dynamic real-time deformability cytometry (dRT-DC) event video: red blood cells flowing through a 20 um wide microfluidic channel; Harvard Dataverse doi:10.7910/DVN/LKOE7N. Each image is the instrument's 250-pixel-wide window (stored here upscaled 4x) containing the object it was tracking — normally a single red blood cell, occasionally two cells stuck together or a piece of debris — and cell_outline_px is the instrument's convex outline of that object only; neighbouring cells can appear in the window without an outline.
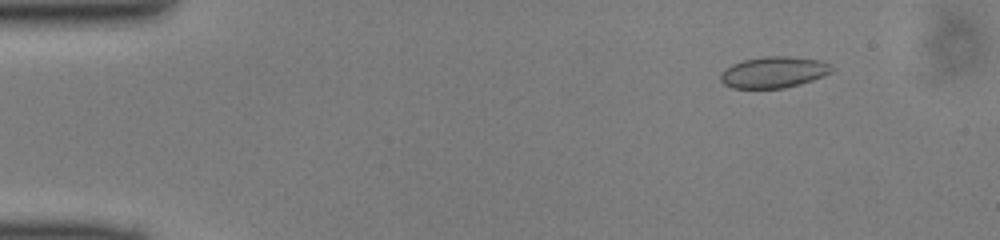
{"species": "common noctule bat (a hibernating species)", "species_latin": "Nyctalus noctula", "temperature_condition": "cold", "stored_images_in_passage": 49, "camera_frame_rate_fps": 3000, "um_per_image_px": 0.085, "animal": {"sex": "male", "body_mass_g": 13.0, "forearm_length_mm": 53.1}, "frame": {"image": 1, "passage_image": 6, "time_ms": 1.667, "image_size_px": [1000, 240], "cell_outline_px": [[836, 68], [832, 72], [824, 76], [800, 84], [784, 88], [732, 88], [724, 84], [720, 80], [720, 76], [732, 64], [744, 60], [764, 56], [788, 56], [820, 60]], "centroid_in_image_um": [65.81, 6.14], "position_along_channel_um": 19.2, "area_um2": 20.17}}
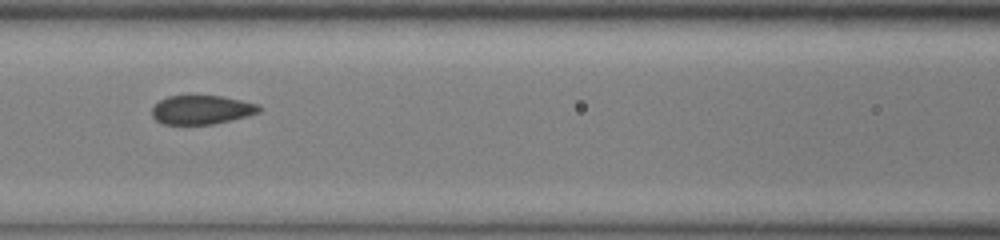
{"frame": {"image": 2, "passage_image": 22, "time_ms": 7.0, "image_size_px": [1000, 240], "cell_outline_px": [[264, 108], [260, 112], [248, 116], [212, 124], [164, 124], [156, 120], [152, 116], [152, 108], [160, 100], [168, 96], [224, 96], [260, 104]], "centroid_in_image_um": [17.19, 9.32], "position_along_channel_um": 149.4, "area_um2": 18.15}}
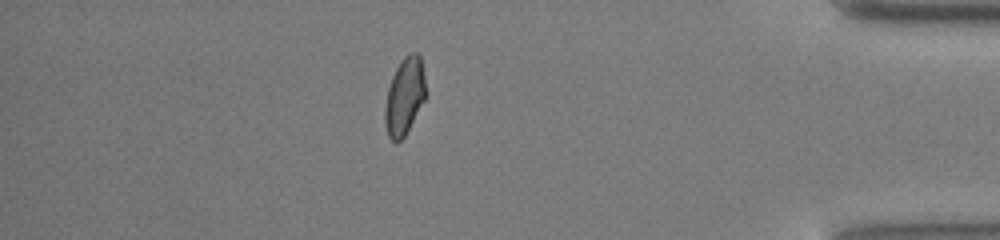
{"frame": {"image": 3, "passage_image": 43, "time_ms": 14.0, "image_size_px": [1000, 240], "cell_outline_px": [[428, 96], [404, 136], [396, 144], [388, 136], [384, 124], [384, 108], [388, 88], [392, 76], [400, 60], [408, 52], [416, 52], [420, 56]], "centroid_in_image_um": [34.39, 8.18], "position_along_channel_um": 400.8, "area_um2": 18.73}}